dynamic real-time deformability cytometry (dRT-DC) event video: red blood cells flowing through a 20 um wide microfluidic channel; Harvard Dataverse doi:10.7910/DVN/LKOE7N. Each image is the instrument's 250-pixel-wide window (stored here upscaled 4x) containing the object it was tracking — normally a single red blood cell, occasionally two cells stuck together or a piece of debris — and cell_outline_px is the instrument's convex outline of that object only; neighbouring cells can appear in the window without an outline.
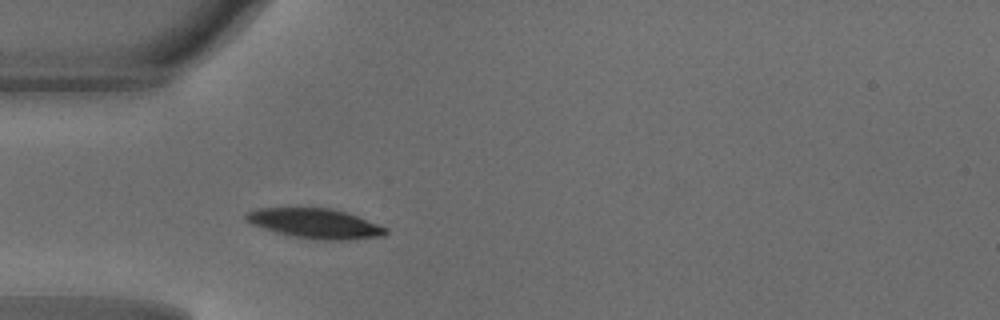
{"species": "common noctule bat (a hibernating species)", "species_latin": "Nyctalus noctula", "temperature_condition": "warm", "stored_images_in_passage": 36, "camera_frame_rate_fps": 3000, "um_per_image_px": 0.085, "animal": {"sex": "male", "body_mass_g": 18.8}, "frame": {"image": 1, "passage_image": 4, "time_ms": 1.0, "image_size_px": [1000, 320], "cell_outline_px": [[388, 232], [384, 236], [348, 240], [320, 240], [292, 236], [276, 232], [252, 224], [244, 220], [244, 216], [248, 212], [256, 208], [332, 208], [356, 216], [388, 228]], "centroid_in_image_um": [26.78, 19.0], "position_along_channel_um": 58.2, "area_um2": 24.16}}
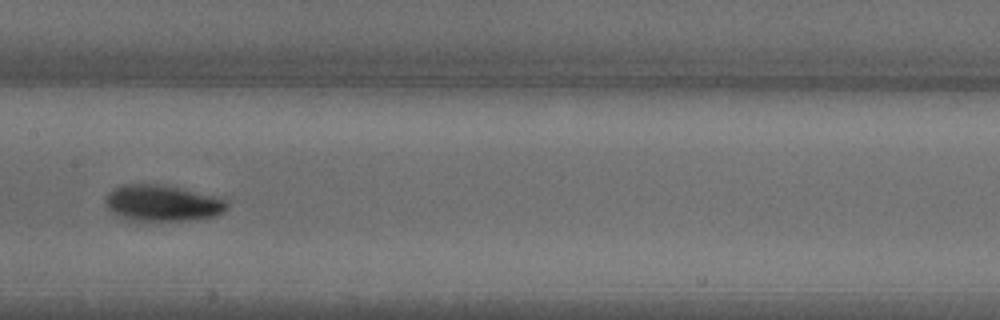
{"frame": {"image": 2, "passage_image": 14, "time_ms": 4.333, "image_size_px": [1000, 320], "cell_outline_px": [[228, 208], [224, 212], [212, 216], [196, 220], [124, 220], [116, 216], [104, 204], [104, 196], [112, 188], [120, 184], [160, 184], [220, 196], [228, 200]], "centroid_in_image_um": [13.78, 17.25], "position_along_channel_um": 193.6, "area_um2": 26.24}}
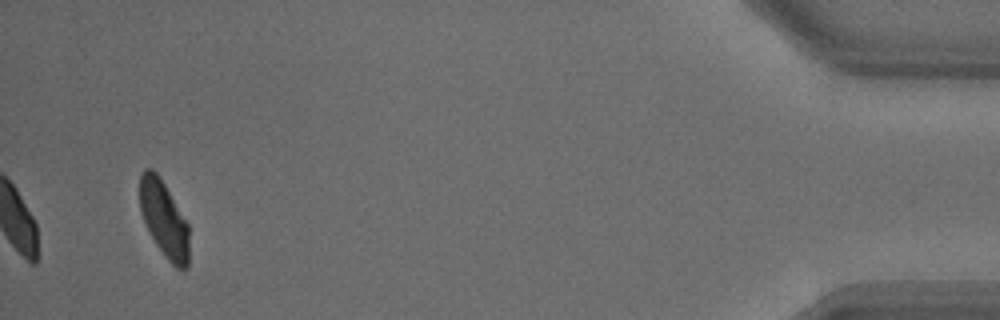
{"frame": {"image": 3, "passage_image": 36, "time_ms": 11.667, "image_size_px": [1000, 320], "cell_outline_px": [[188, 268], [176, 268], [164, 256], [156, 244], [140, 212], [140, 176], [144, 168], [152, 168], [156, 172], [164, 184], [188, 224]], "centroid_in_image_um": [13.93, 18.62], "position_along_channel_um": 421.3, "area_um2": 21.5}, "authors_computed_cell_mechanics": {"area_um2": 24.5072, "velocity_mm_per_s": 4.1573, "shape_relaxation_time_tau1_ms": 1.8163, "shape_relaxation_time_tau2_ms": 3.688, "deformation_change_tau1": 0.1214, "deformation_change_tau2": 0.0663}}